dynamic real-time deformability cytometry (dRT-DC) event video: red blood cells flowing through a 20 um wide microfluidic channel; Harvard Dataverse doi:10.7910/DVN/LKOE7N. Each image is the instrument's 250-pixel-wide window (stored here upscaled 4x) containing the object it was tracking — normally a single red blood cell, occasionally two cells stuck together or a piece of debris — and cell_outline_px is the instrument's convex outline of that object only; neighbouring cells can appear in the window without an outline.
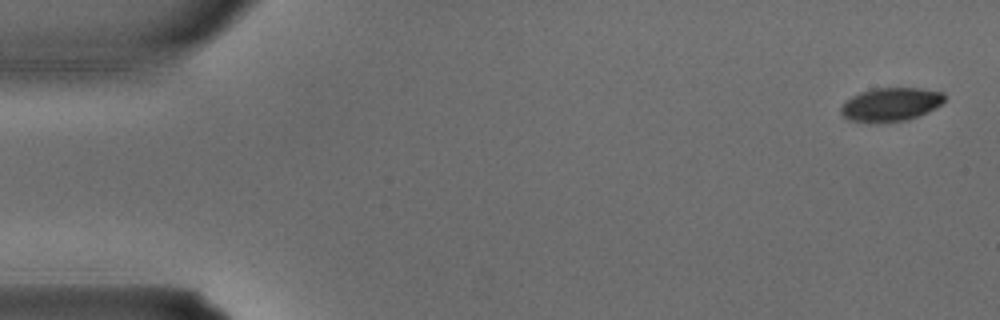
{"species": "common noctule bat (a hibernating species)", "species_latin": "Nyctalus noctula", "temperature_condition": "warm", "stored_images_in_passage": 4, "camera_frame_rate_fps": 3000, "um_per_image_px": 0.085, "animal": {"sex": "male", "body_mass_g": 15.6}, "frame": {"image": 1, "passage_image": 1, "time_ms": 0.0, "image_size_px": [1000, 320], "cell_outline_px": [[944, 100], [936, 108], [928, 112], [908, 120], [848, 120], [840, 112], [840, 108], [852, 96], [860, 92], [872, 88], [920, 88], [944, 92]], "centroid_in_image_um": [75.76, 8.83], "position_along_channel_um": 9.2, "area_um2": 19.65}}